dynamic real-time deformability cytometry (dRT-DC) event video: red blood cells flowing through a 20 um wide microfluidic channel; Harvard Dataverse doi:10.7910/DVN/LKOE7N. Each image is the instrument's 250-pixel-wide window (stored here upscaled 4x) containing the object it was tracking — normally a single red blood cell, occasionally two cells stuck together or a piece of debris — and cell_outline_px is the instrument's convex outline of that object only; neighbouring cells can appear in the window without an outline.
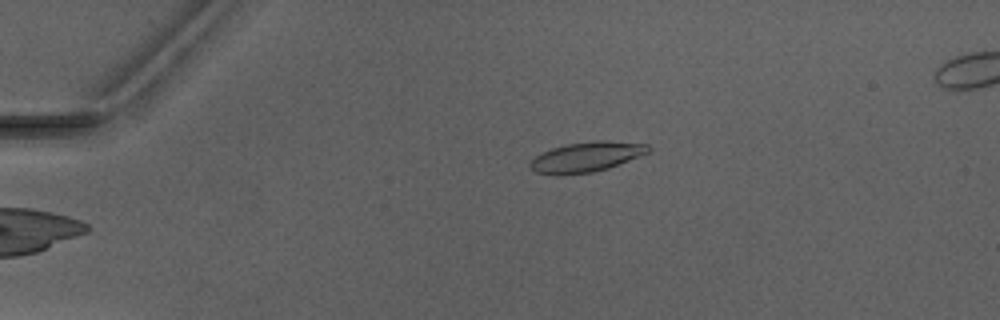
{"species": "Egyptian fruit bat (a non-hibernating species)", "species_latin": "Rousettus aegyptiacus", "temperature_condition": "warm", "stored_images_in_passage": 5, "camera_frame_rate_fps": 3000, "um_per_image_px": 0.085, "animal": {"sex": "male"}, "frame": {"image": 1, "passage_image": 5, "time_ms": 6.0, "image_size_px": [1000, 320], "cell_outline_px": [[652, 148], [648, 152], [608, 168], [592, 172], [556, 176], [536, 172], [528, 164], [536, 156], [552, 148], [568, 144], [596, 140], [604, 140], [648, 144]], "centroid_in_image_um": [49.83, 13.34], "position_along_channel_um": 35.2, "area_um2": 20.46}}